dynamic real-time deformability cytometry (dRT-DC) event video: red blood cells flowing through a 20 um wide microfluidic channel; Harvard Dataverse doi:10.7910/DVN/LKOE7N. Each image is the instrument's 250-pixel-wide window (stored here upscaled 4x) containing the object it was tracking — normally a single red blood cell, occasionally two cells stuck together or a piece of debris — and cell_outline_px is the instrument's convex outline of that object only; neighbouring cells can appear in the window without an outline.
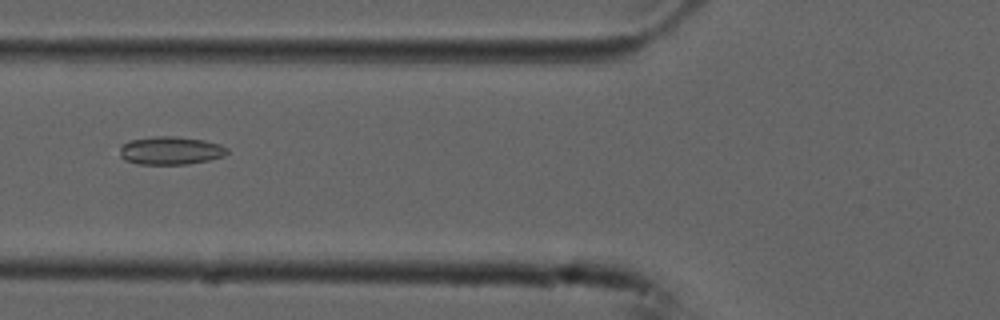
{"species": "common noctule bat (a hibernating species)", "species_latin": "Nyctalus noctula", "temperature_condition": "cold", "stored_images_in_passage": 9, "camera_frame_rate_fps": 3000, "um_per_image_px": 0.085, "animal": {"sex": "male", "forearm_length_mm": 52.5}, "frame": {"image": 1, "passage_image": 6, "time_ms": 1.667, "image_size_px": [1000, 320], "cell_outline_px": [[228, 152], [224, 156], [208, 160], [188, 164], [140, 164], [124, 160], [120, 156], [120, 144], [128, 140], [152, 136], [172, 136], [204, 140], [220, 144], [228, 148]], "centroid_in_image_um": [14.47, 12.79], "position_along_channel_um": 111.3, "area_um2": 17.74}}
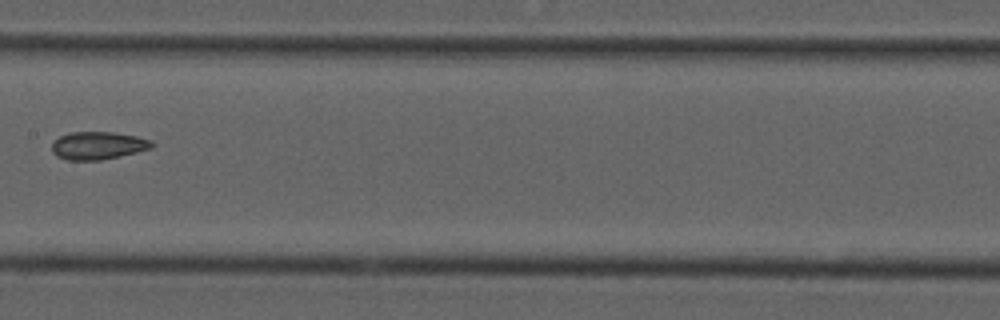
{"frame": {"image": 2, "passage_image": 8, "time_ms": 2.333, "image_size_px": [1000, 320], "cell_outline_px": [[156, 144], [152, 148], [120, 156], [100, 160], [68, 160], [56, 156], [52, 152], [52, 144], [60, 136], [72, 132], [116, 132], [136, 136], [152, 140]], "centroid_in_image_um": [8.36, 12.37], "position_along_channel_um": 199.0, "area_um2": 16.24}}
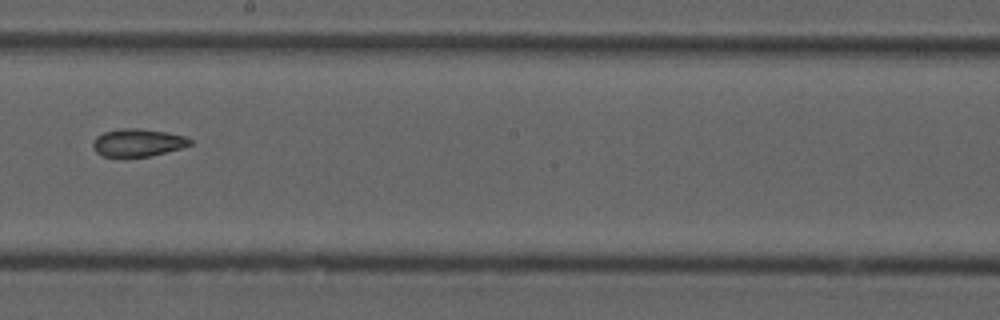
{"frame": {"image": 3, "passage_image": 9, "time_ms": 2.667, "image_size_px": [1000, 320], "cell_outline_px": [[192, 144], [180, 148], [148, 156], [100, 156], [96, 152], [92, 144], [96, 136], [104, 132], [120, 128], [140, 128], [164, 132], [184, 136], [192, 140]], "centroid_in_image_um": [11.68, 12.11], "position_along_channel_um": 236.5, "area_um2": 15.43}}